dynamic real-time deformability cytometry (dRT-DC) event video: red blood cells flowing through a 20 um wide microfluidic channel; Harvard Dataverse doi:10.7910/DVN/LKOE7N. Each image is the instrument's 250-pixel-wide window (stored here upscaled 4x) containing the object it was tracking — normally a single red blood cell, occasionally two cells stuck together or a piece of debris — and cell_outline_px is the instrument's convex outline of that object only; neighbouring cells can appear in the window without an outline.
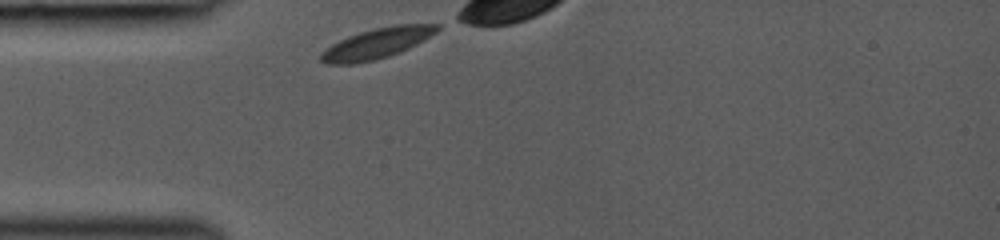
{"species": "common noctule bat (a hibernating species)", "species_latin": "Nyctalus noctula", "temperature_condition": "room temperature", "stored_images_in_passage": 5, "camera_frame_rate_fps": 3000, "um_per_image_px": 0.085, "animal": {"sex": "female", "body_mass_g": 19.0, "forearm_length_mm": 53.3}, "frame": {"image": 1, "passage_image": 1, "time_ms": 0.0, "image_size_px": [1000, 240], "cell_outline_px": [[440, 28], [436, 32], [424, 40], [400, 52], [376, 60], [356, 64], [328, 64], [320, 60], [320, 52], [332, 44], [348, 36], [372, 28], [396, 24], [440, 24]], "centroid_in_image_um": [32.02, 3.69], "position_along_channel_um": 53.0, "area_um2": 20.69}}